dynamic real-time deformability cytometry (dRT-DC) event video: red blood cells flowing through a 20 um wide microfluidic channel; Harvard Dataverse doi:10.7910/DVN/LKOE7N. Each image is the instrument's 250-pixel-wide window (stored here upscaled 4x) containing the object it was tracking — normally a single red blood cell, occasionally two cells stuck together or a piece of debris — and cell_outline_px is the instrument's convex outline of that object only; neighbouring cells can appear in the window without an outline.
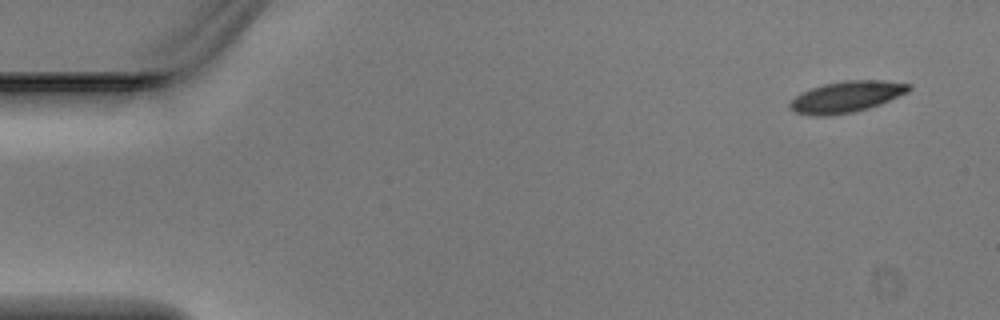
{"species": "Egyptian fruit bat (a non-hibernating species)", "species_latin": "Rousettus aegyptiacus", "temperature_condition": "warm", "stored_images_in_passage": 4, "segment_of_instrument_passage": [2, 2], "camera_frame_rate_fps": 3000, "um_per_image_px": 0.085, "animal": {"sex": "male"}, "frame": {"image": 1, "passage_image": 4, "time_ms": 1.0, "image_size_px": [1000, 320], "cell_outline_px": [[912, 88], [908, 92], [880, 104], [868, 108], [852, 112], [828, 116], [808, 116], [796, 112], [788, 108], [788, 104], [800, 92], [824, 84], [848, 80], [884, 80], [912, 84]], "centroid_in_image_um": [71.94, 8.23], "position_along_channel_um": 13.1, "area_um2": 21.73}}